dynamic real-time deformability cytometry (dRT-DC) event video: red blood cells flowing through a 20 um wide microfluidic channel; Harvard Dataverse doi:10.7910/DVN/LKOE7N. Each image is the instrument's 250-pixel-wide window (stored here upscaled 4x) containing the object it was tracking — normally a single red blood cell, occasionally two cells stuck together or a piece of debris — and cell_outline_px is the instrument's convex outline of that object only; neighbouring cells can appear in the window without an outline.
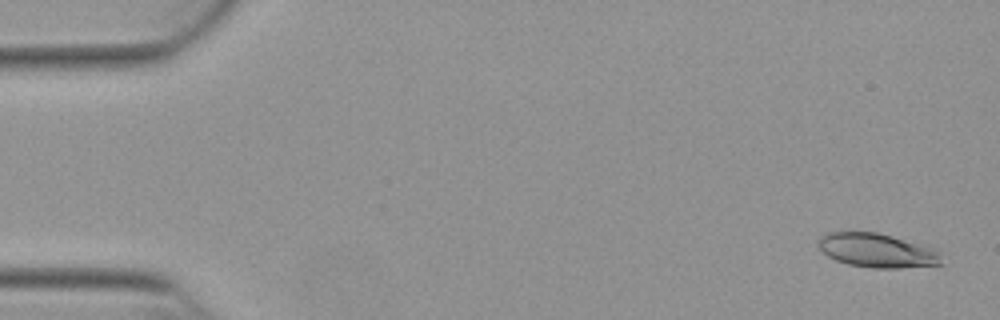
{"species": "Egyptian fruit bat (a non-hibernating species)", "species_latin": "Rousettus aegyptiacus", "temperature_condition": "warm", "stored_images_in_passage": 53, "camera_frame_rate_fps": 3000, "um_per_image_px": 0.085, "animal": {"sex": "female"}, "frame": {"image": 1, "passage_image": 2, "time_ms": 0.333, "image_size_px": [1000, 320], "cell_outline_px": [[944, 264], [900, 268], [872, 268], [848, 264], [836, 260], [828, 256], [816, 244], [816, 240], [820, 236], [828, 232], [876, 232], [892, 236], [940, 252]], "centroid_in_image_um": [74.5, 21.3], "position_along_channel_um": 10.5, "area_um2": 24.22}}
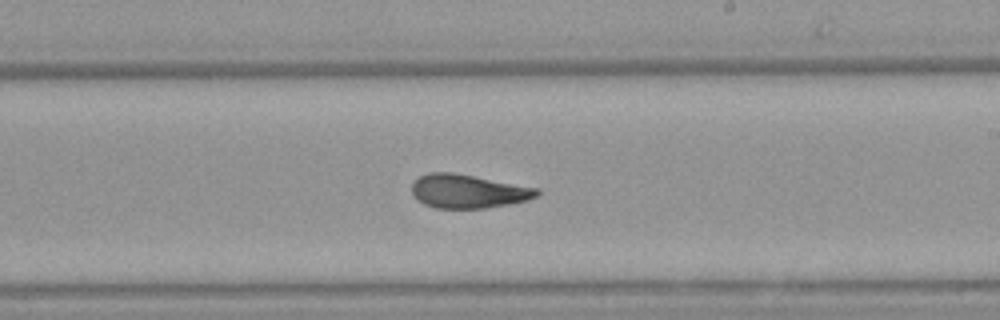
{"frame": {"image": 2, "passage_image": 31, "time_ms": 10.0, "image_size_px": [1000, 320], "cell_outline_px": [[540, 192], [536, 196], [524, 200], [508, 204], [484, 208], [436, 208], [424, 204], [416, 200], [412, 192], [412, 184], [420, 176], [428, 172], [452, 172], [540, 188]], "centroid_in_image_um": [39.76, 16.25], "position_along_channel_um": 249.2, "area_um2": 24.45}}
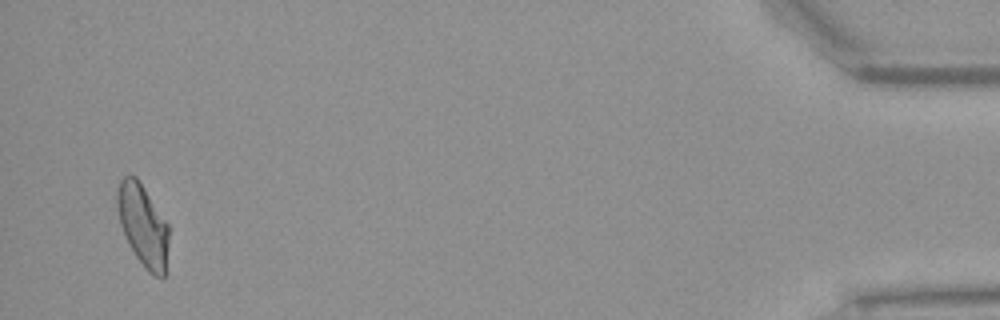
{"frame": {"image": 3, "passage_image": 51, "time_ms": 16.667, "image_size_px": [1000, 320], "cell_outline_px": [[168, 240], [164, 276], [156, 276], [148, 272], [136, 256], [124, 236], [120, 224], [116, 204], [116, 192], [120, 180], [124, 176], [136, 176], [168, 224]], "centroid_in_image_um": [12.12, 19.12], "position_along_channel_um": 423.1, "area_um2": 24.28}, "authors_computed_cell_mechanics": {"area_um2": 24.7962, "velocity_mm_per_s": 3.8615, "shape_relaxation_time_tau1_ms": 9.3315, "shape_relaxation_time_tau2_ms": 1.7537, "deformation_change_tau1": 0.2571, "deformation_change_tau2": 0.0892}}